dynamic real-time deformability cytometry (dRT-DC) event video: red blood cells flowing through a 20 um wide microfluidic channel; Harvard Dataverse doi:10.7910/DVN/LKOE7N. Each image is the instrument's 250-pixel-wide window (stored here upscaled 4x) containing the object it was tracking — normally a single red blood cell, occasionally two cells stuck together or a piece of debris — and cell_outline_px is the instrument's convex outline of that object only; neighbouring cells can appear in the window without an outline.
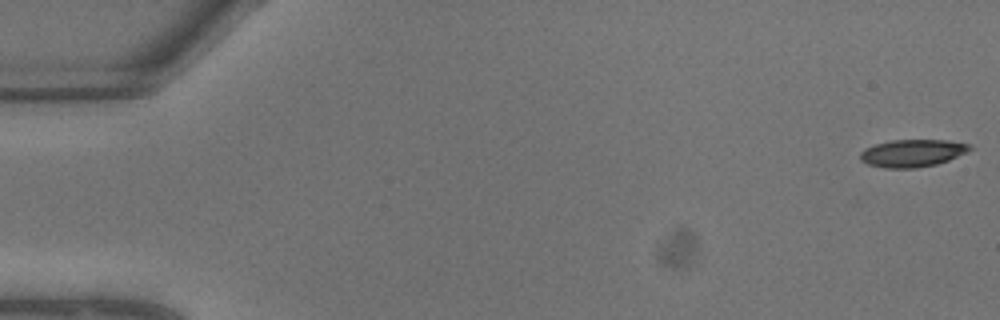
{"species": "common noctule bat (a hibernating species)", "species_latin": "Nyctalus noctula", "temperature_condition": "warm", "stored_images_in_passage": 10, "camera_frame_rate_fps": 3000, "um_per_image_px": 0.085, "animal": {"sex": "male", "body_mass_g": 13.3}, "frame": {"image": 1, "passage_image": 1, "time_ms": 0.0, "image_size_px": [1000, 320], "cell_outline_px": [[972, 148], [968, 152], [948, 160], [936, 164], [916, 168], [884, 168], [868, 164], [860, 160], [860, 152], [864, 148], [876, 144], [892, 140], [944, 140], [968, 144]], "centroid_in_image_um": [77.52, 13.02], "position_along_channel_um": 7.5, "area_um2": 17.46}}
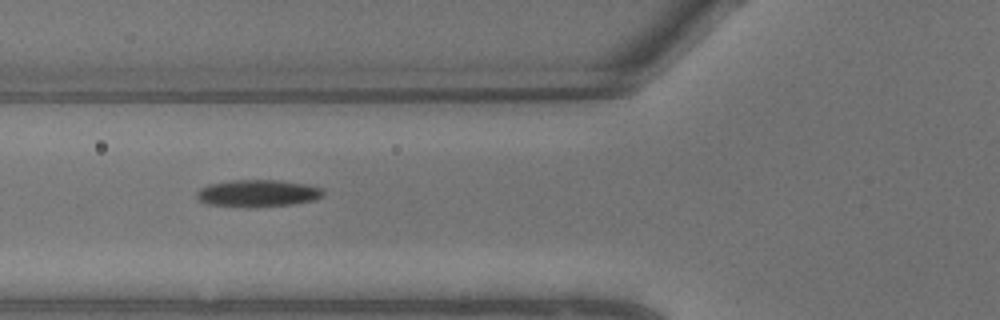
{"frame": {"image": 2, "passage_image": 9, "time_ms": 2.667, "image_size_px": [1000, 320], "cell_outline_px": [[324, 196], [316, 200], [292, 204], [256, 208], [244, 208], [208, 204], [200, 200], [196, 196], [196, 192], [200, 188], [208, 184], [232, 180], [276, 180], [308, 184], [324, 188]], "centroid_in_image_um": [21.94, 16.44], "position_along_channel_um": 103.9, "area_um2": 20.46}}
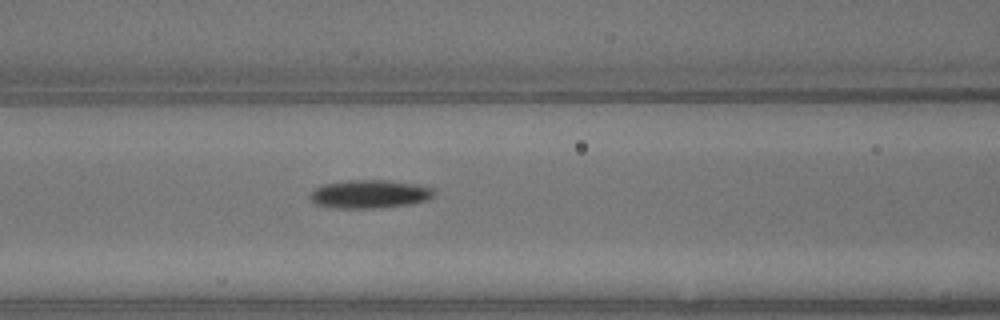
{"frame": {"image": 3, "passage_image": 10, "time_ms": 3.0, "image_size_px": [1000, 320], "cell_outline_px": [[436, 192], [428, 200], [412, 204], [380, 208], [340, 208], [316, 204], [308, 196], [316, 188], [324, 184], [348, 180], [388, 180], [416, 184], [432, 188]], "centroid_in_image_um": [31.46, 16.49], "position_along_channel_um": 135.1, "area_um2": 20.46}}